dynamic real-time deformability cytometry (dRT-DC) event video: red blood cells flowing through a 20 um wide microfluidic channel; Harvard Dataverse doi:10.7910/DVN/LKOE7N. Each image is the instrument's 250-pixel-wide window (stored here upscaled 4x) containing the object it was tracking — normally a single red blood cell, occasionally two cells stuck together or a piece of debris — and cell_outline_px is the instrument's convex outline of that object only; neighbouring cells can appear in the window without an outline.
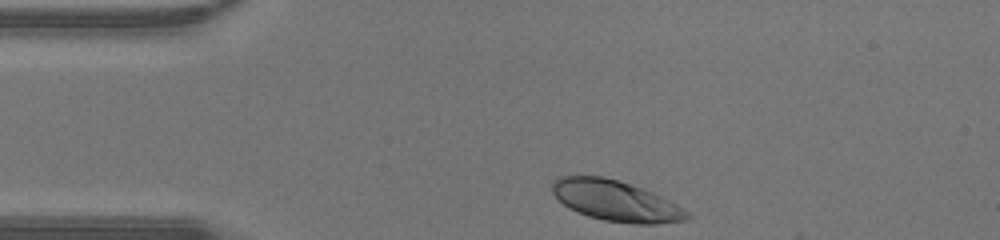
{"species": "human", "species_latin": "Homo sapiens", "temperature_condition": "warm", "stored_images_in_passage": 26, "camera_frame_rate_fps": 3000, "um_per_image_px": 0.085, "donor": {"sex": "male"}, "frame": {"image": 1, "passage_image": 1, "time_ms": 0.0, "image_size_px": [1000, 240], "cell_outline_px": [[692, 216], [688, 220], [652, 224], [636, 224], [604, 220], [588, 216], [568, 208], [552, 192], [552, 180], [560, 176], [604, 176], [652, 192], [676, 204], [688, 212]], "centroid_in_image_um": [52.33, 17.07], "position_along_channel_um": 32.7, "area_um2": 31.62}}
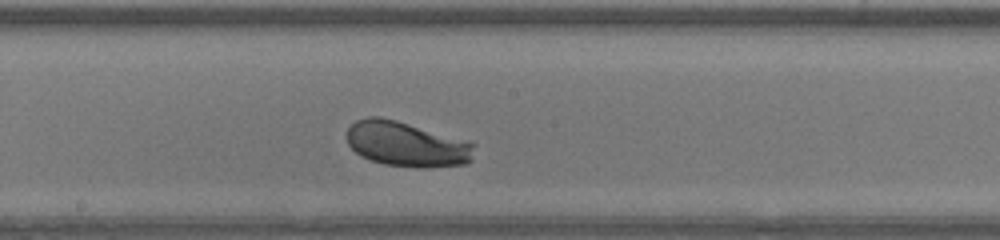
{"frame": {"image": 2, "passage_image": 15, "time_ms": 4.667, "image_size_px": [1000, 240], "cell_outline_px": [[476, 144], [472, 160], [464, 164], [428, 168], [416, 168], [384, 164], [360, 156], [348, 144], [348, 128], [356, 120], [368, 116], [380, 116], [396, 120]], "centroid_in_image_um": [34.55, 12.27], "position_along_channel_um": 213.7, "area_um2": 33.23}}
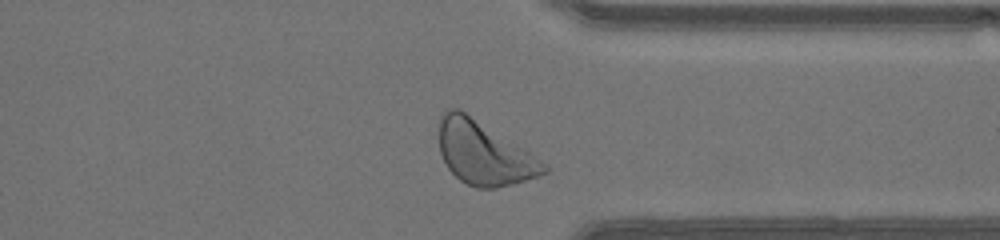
{"frame": {"image": 3, "passage_image": 25, "time_ms": 8.0, "image_size_px": [1000, 240], "cell_outline_px": [[548, 172], [512, 184], [496, 188], [476, 188], [460, 180], [448, 168], [440, 152], [440, 116], [448, 108], [456, 108], [464, 112], [528, 152], [540, 160], [548, 168]], "centroid_in_image_um": [41.09, 13.04], "position_along_channel_um": 370.3, "area_um2": 37.45}}